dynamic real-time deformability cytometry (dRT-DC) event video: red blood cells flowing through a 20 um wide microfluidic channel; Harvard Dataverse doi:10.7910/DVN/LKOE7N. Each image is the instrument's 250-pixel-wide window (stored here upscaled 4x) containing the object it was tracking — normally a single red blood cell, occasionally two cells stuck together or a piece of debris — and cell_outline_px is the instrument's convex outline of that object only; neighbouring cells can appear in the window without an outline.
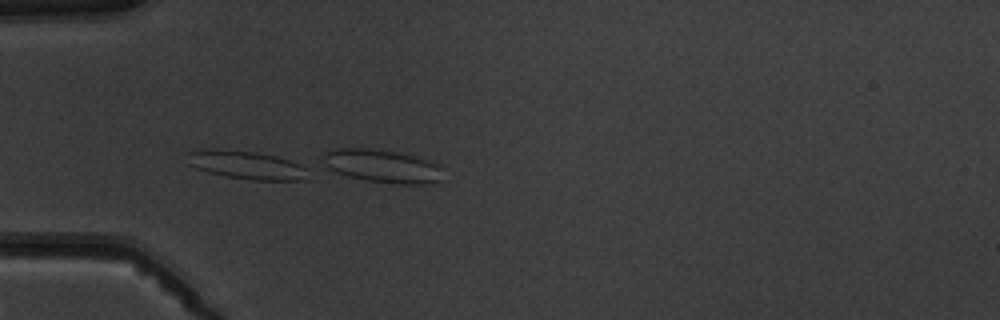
{"species": "common noctule bat (a hibernating species)", "species_latin": "Nyctalus noctula", "temperature_condition": "warm", "stored_images_in_passage": 6, "camera_frame_rate_fps": 3000, "um_per_image_px": 0.085, "animal": {"sex": "male", "body_mass_g": 19.5, "forearm_length_mm": 54.6}, "frame": {"image": 1, "passage_image": 4, "time_ms": 4.333, "image_size_px": [1000, 320], "cell_outline_px": [[308, 168], [304, 180], [252, 180], [224, 176], [208, 172], [196, 168], [188, 164], [188, 152], [256, 152], [276, 156], [300, 164]], "centroid_in_image_um": [21.05, 14.09], "position_along_channel_um": 63.9, "area_um2": 18.84}}
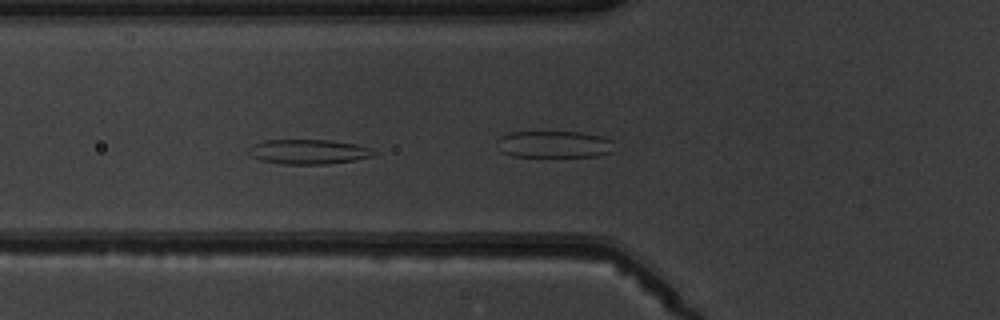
{"frame": {"image": 2, "passage_image": 5, "time_ms": 5.333, "image_size_px": [1000, 320], "cell_outline_px": [[376, 152], [372, 156], [352, 160], [328, 164], [280, 164], [260, 160], [252, 156], [248, 152], [248, 148], [264, 140], [328, 140], [356, 144], [372, 148]], "centroid_in_image_um": [26.22, 12.9], "position_along_channel_um": 99.6, "area_um2": 17.92}}